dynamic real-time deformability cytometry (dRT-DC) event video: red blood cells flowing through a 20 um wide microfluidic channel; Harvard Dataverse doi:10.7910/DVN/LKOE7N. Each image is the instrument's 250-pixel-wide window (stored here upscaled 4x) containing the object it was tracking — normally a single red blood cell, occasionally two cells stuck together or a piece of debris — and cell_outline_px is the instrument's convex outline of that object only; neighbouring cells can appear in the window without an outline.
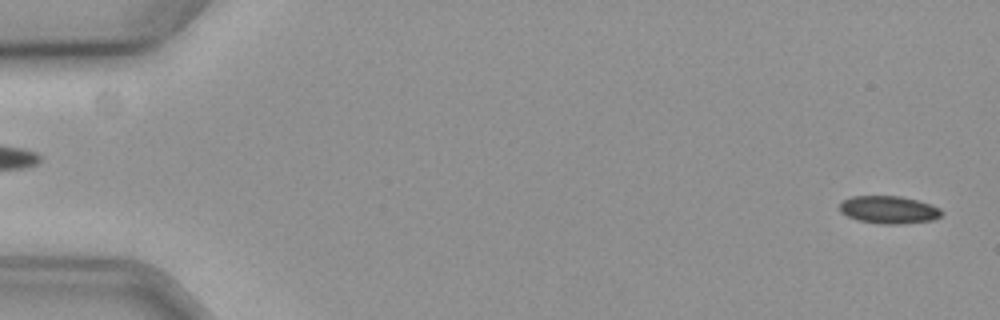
{"species": "common noctule bat (a hibernating species)", "species_latin": "Nyctalus noctula", "temperature_condition": "cold", "stored_images_in_passage": 59, "camera_frame_rate_fps": 3000, "um_per_image_px": 0.085, "animal": {"sex": "female", "body_mass_g": 19.3, "forearm_length_mm": 54.1}, "frame": {"image": 1, "passage_image": 2, "time_ms": 0.333, "image_size_px": [1000, 320], "cell_outline_px": [[944, 212], [940, 216], [932, 220], [892, 224], [888, 224], [860, 220], [848, 216], [840, 212], [840, 204], [844, 200], [852, 196], [900, 196], [932, 204], [940, 208]], "centroid_in_image_um": [75.57, 17.81], "position_along_channel_um": 9.4, "area_um2": 16.13}}
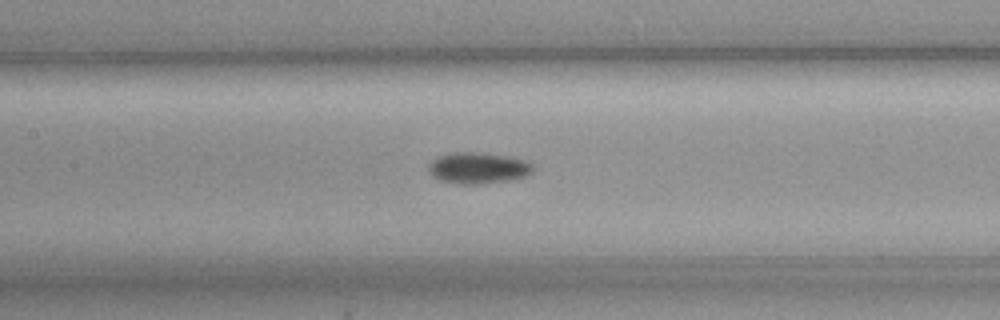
{"frame": {"image": 2, "passage_image": 28, "time_ms": 9.0, "image_size_px": [1000, 320], "cell_outline_px": [[532, 172], [524, 176], [508, 180], [476, 184], [464, 184], [440, 180], [432, 176], [428, 168], [432, 160], [440, 156], [452, 152], [476, 152], [508, 156], [528, 160], [532, 164]], "centroid_in_image_um": [40.64, 14.26], "position_along_channel_um": 166.8, "area_um2": 18.79}}
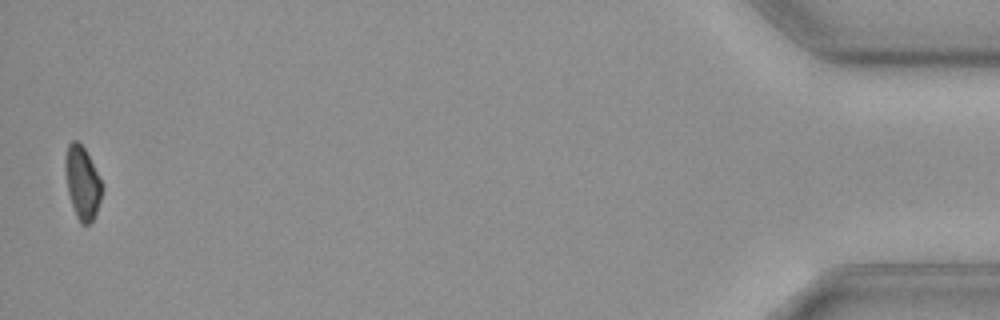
{"frame": {"image": 3, "passage_image": 58, "time_ms": 19.0, "image_size_px": [1000, 320], "cell_outline_px": [[100, 200], [96, 212], [92, 220], [88, 224], [80, 224], [76, 216], [68, 192], [64, 168], [64, 160], [68, 144], [72, 140], [76, 140], [84, 148], [100, 180]], "centroid_in_image_um": [6.95, 15.52], "position_along_channel_um": 428.3, "area_um2": 15.09}, "authors_computed_cell_mechanics": {"area_um2": 16.9932, "velocity_mm_per_s": 3.5819, "shape_relaxation_time_tau1_ms": 2.7124, "shape_relaxation_time_tau2_ms": null, "deformation_change_tau1": 0.0522, "deformation_change_tau2": null}}